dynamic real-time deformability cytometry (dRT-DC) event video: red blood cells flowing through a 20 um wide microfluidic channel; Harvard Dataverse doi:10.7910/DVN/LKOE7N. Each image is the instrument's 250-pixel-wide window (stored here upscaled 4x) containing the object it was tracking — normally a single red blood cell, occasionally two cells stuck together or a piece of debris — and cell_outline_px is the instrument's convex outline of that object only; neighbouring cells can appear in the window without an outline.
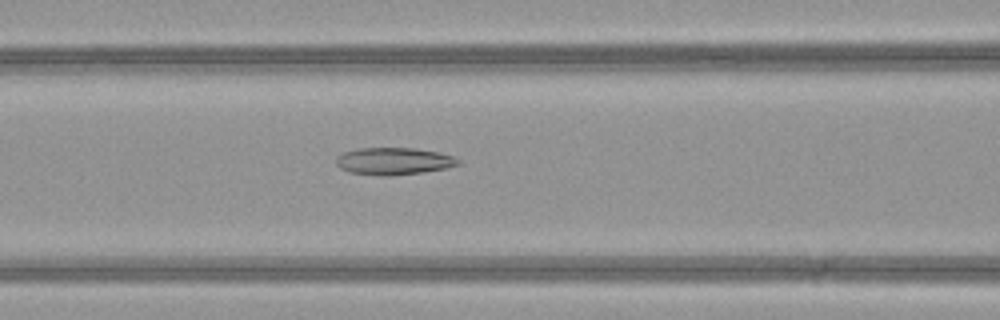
{"species": "common noctule bat (a hibernating species)", "species_latin": "Nyctalus noctula", "temperature_condition": "warm", "stored_images_in_passage": 50, "camera_frame_rate_fps": 3000, "um_per_image_px": 0.085, "animal": {"sex": "female", "body_mass_g": 21.9}, "frame": {"image": 1, "passage_image": 23, "time_ms": 7.333, "image_size_px": [1000, 320], "cell_outline_px": [[460, 164], [444, 168], [424, 172], [388, 176], [380, 176], [348, 172], [340, 168], [336, 164], [336, 156], [344, 152], [356, 148], [416, 148], [440, 152], [452, 156], [460, 160]], "centroid_in_image_um": [33.44, 13.69], "position_along_channel_um": 133.2, "area_um2": 19.48}}
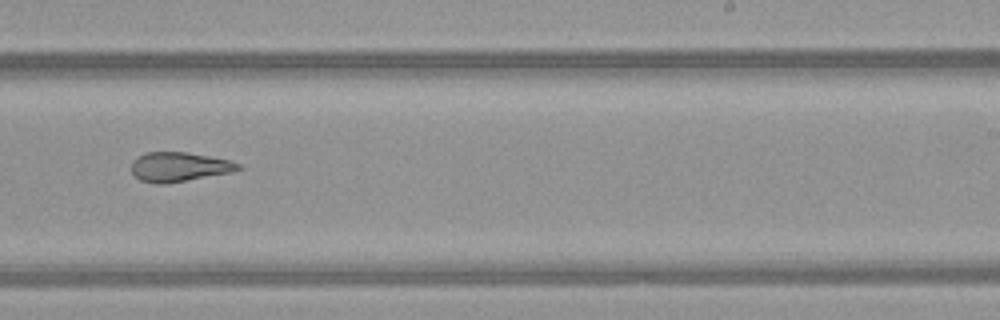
{"frame": {"image": 2, "passage_image": 33, "time_ms": 10.667, "image_size_px": [1000, 320], "cell_outline_px": [[244, 168], [232, 172], [164, 184], [152, 184], [140, 180], [132, 172], [132, 160], [136, 156], [144, 152], [188, 152], [228, 160], [240, 164]], "centroid_in_image_um": [15.19, 14.18], "position_along_channel_um": 273.8, "area_um2": 18.38}}
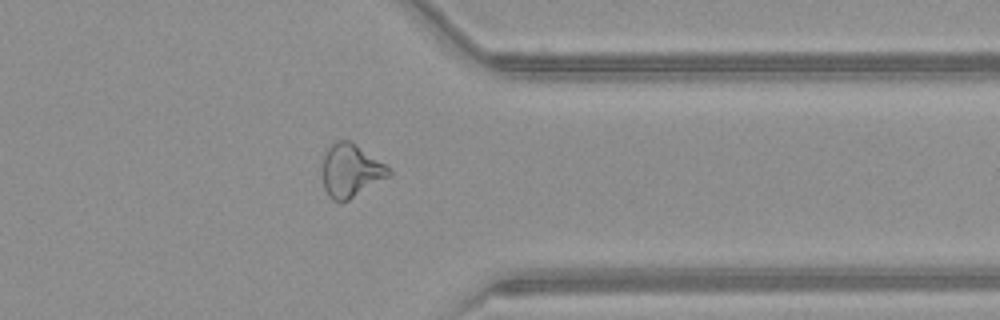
{"frame": {"image": 3, "passage_image": 41, "time_ms": 13.333, "image_size_px": [1000, 320], "cell_outline_px": [[392, 176], [348, 200], [340, 204], [332, 200], [328, 196], [324, 188], [320, 164], [324, 148], [336, 140], [352, 140], [384, 164], [392, 172]], "centroid_in_image_um": [29.76, 14.49], "position_along_channel_um": 381.6, "area_um2": 21.44}, "authors_computed_cell_mechanics": {"area_um2": 22.7443, "velocity_mm_per_s": 4.2291, "shape_relaxation_time_tau1_ms": null, "shape_relaxation_time_tau2_ms": 3.1408, "deformation_change_tau1": null, "deformation_change_tau2": 0.1176}}